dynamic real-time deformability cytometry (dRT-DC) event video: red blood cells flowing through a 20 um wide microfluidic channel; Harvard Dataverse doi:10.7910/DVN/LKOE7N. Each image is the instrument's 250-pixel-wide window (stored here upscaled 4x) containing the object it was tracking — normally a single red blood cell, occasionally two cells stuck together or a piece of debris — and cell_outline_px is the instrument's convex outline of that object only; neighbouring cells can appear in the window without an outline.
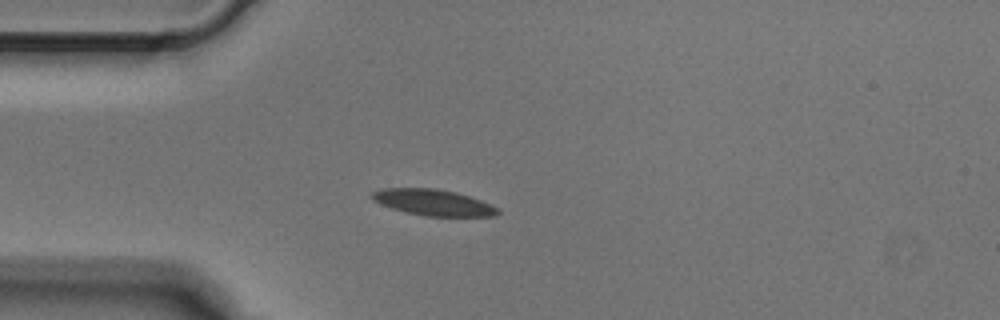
{"species": "Egyptian fruit bat (a non-hibernating species)", "species_latin": "Rousettus aegyptiacus", "temperature_condition": "cold", "stored_images_in_passage": 4, "camera_frame_rate_fps": 3000, "um_per_image_px": 0.085, "animal": {"sex": "male"}, "frame": {"image": 1, "passage_image": 3, "time_ms": 0.667, "image_size_px": [1000, 320], "cell_outline_px": [[500, 212], [496, 216], [424, 216], [392, 208], [380, 204], [372, 200], [372, 192], [380, 188], [436, 188], [456, 192], [480, 200], [500, 208]], "centroid_in_image_um": [36.83, 17.2], "position_along_channel_um": 48.2, "area_um2": 19.13}}